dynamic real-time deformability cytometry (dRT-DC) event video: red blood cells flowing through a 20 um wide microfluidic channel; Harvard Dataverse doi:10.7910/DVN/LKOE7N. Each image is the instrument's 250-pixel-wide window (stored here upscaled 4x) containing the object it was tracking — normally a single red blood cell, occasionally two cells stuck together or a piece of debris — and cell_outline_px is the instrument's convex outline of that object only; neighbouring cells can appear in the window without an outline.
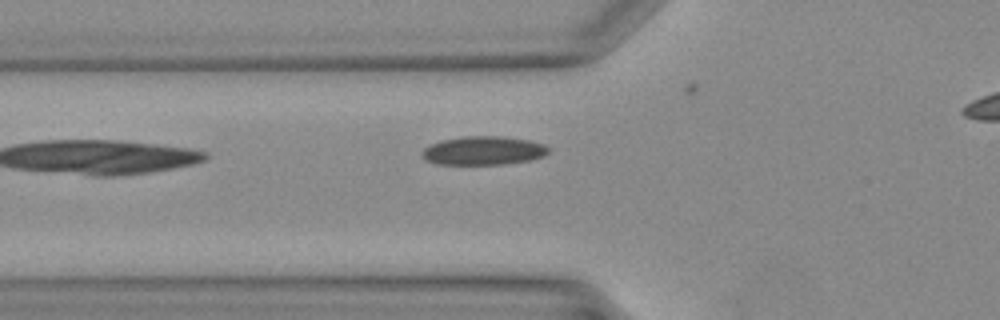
{"species": "Egyptian fruit bat (a non-hibernating species)", "species_latin": "Rousettus aegyptiacus", "temperature_condition": "warm", "stored_images_in_passage": 5, "camera_frame_rate_fps": 3000, "um_per_image_px": 0.085, "animal": {"sex": "female"}, "frame": {"image": 1, "passage_image": 5, "time_ms": 1.333, "image_size_px": [1000, 320], "cell_outline_px": [[548, 152], [544, 156], [532, 160], [504, 164], [436, 164], [428, 160], [424, 156], [424, 148], [428, 144], [440, 140], [464, 136], [500, 136], [532, 140], [544, 144], [548, 148]], "centroid_in_image_um": [41.13, 12.79], "position_along_channel_um": 84.7, "area_um2": 21.15}}